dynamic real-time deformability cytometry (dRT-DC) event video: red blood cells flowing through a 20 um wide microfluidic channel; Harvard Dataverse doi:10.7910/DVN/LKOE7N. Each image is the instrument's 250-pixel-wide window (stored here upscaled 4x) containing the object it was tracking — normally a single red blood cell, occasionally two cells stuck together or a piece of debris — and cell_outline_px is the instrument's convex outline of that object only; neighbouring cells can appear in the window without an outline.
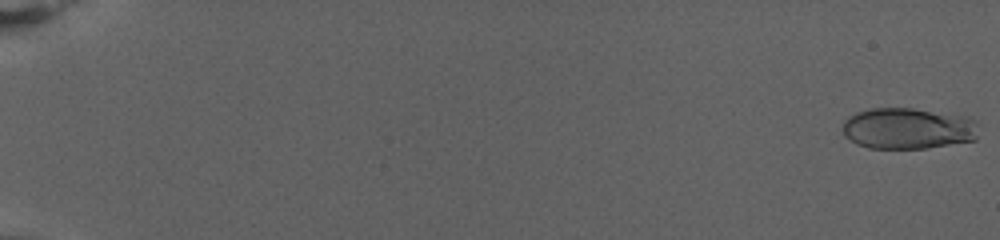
{"species": "human", "species_latin": "Homo sapiens", "temperature_condition": "warm", "stored_images_in_passage": 80, "camera_frame_rate_fps": 3000, "um_per_image_px": 0.085, "donor": {"sex": "female"}, "frame": {"image": 1, "passage_image": 1, "time_ms": 0.0, "image_size_px": [1000, 240], "cell_outline_px": [[976, 140], [924, 148], [868, 148], [856, 144], [844, 136], [844, 120], [848, 116], [856, 112], [872, 108], [912, 108], [972, 116], [976, 120]], "centroid_in_image_um": [77.19, 10.9], "position_along_channel_um": 7.8, "area_um2": 32.89}}
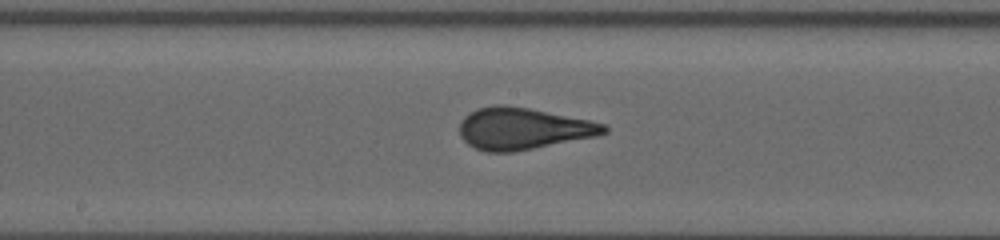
{"frame": {"image": 2, "passage_image": 46, "time_ms": 15.0, "image_size_px": [1000, 240], "cell_outline_px": [[608, 132], [596, 136], [512, 152], [484, 152], [468, 144], [460, 136], [460, 120], [464, 116], [476, 108], [496, 104], [504, 104], [528, 108], [588, 120], [604, 124], [608, 128]], "centroid_in_image_um": [44.4, 10.92], "position_along_channel_um": 203.8, "area_um2": 34.97}}
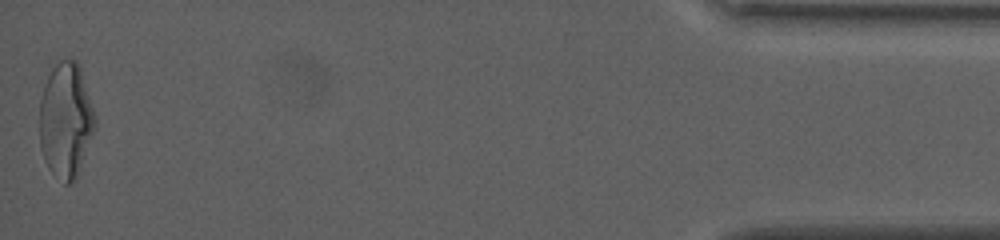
{"frame": {"image": 3, "passage_image": 80, "time_ms": 26.333, "image_size_px": [1000, 240], "cell_outline_px": [[96, 128], [76, 176], [68, 184], [64, 184], [48, 168], [44, 160], [40, 148], [40, 100], [48, 76], [52, 68], [60, 60], [76, 60], [80, 68], [96, 116]], "centroid_in_image_um": [5.59, 10.23], "position_along_channel_um": 429.6, "area_um2": 36.93}, "authors_computed_cell_mechanics": {"area_um2": 33.8708, "velocity_mm_per_s": 2.6995, "shape_relaxation_time_tau1_ms": 8.1874, "shape_relaxation_time_tau2_ms": null, "deformation_change_tau1": 0.2366, "deformation_change_tau2": null}}